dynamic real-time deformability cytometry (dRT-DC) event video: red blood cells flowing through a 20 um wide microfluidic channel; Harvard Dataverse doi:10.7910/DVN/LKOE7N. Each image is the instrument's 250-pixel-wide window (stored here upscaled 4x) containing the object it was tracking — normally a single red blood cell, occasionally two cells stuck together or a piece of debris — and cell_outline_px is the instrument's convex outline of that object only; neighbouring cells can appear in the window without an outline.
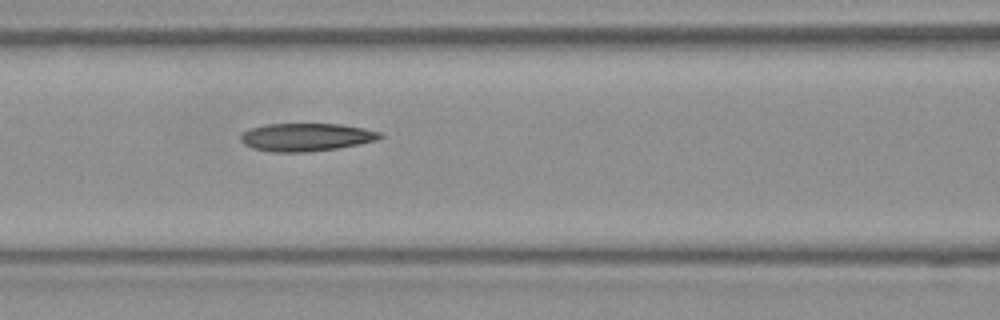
{"species": "Egyptian fruit bat (a non-hibernating species)", "species_latin": "Rousettus aegyptiacus", "temperature_condition": "room temperature", "stored_images_in_passage": 4, "camera_frame_rate_fps": 3000, "um_per_image_px": 0.085, "frame": {"image": 1, "passage_image": 4, "time_ms": 1.0, "image_size_px": [1000, 320], "cell_outline_px": [[384, 136], [380, 140], [360, 144], [336, 148], [304, 152], [272, 152], [252, 148], [244, 144], [240, 140], [240, 136], [248, 128], [264, 124], [340, 124], [364, 128], [380, 132]], "centroid_in_image_um": [26.03, 11.65], "position_along_channel_um": 140.6, "area_um2": 22.83}}